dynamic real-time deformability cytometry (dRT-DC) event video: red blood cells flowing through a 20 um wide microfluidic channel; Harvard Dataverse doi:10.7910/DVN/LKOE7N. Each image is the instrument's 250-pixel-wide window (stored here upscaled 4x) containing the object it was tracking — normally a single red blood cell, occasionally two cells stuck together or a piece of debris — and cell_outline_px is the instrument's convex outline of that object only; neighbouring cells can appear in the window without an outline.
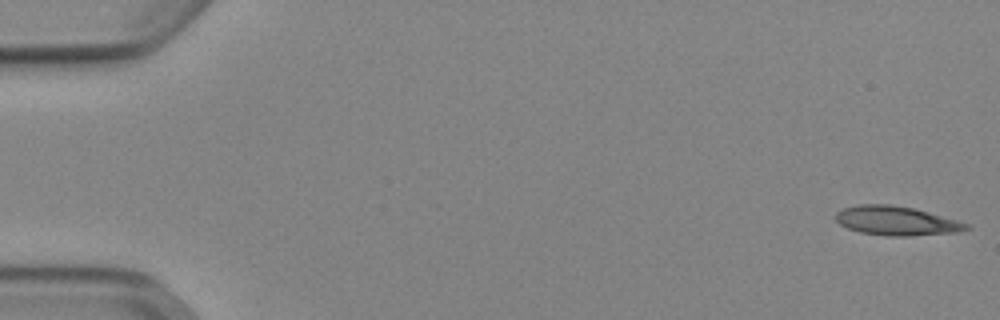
{"species": "Egyptian fruit bat (a non-hibernating species)", "species_latin": "Rousettus aegyptiacus", "temperature_condition": "cold", "stored_images_in_passage": 52, "camera_frame_rate_fps": 3000, "um_per_image_px": 0.085, "animal": {"sex": "female"}, "frame": {"image": 1, "passage_image": 1, "time_ms": 0.0, "image_size_px": [1000, 320], "cell_outline_px": [[972, 228], [960, 232], [908, 236], [888, 236], [860, 232], [848, 228], [840, 224], [836, 220], [836, 212], [844, 208], [856, 204], [892, 204], [912, 208], [928, 212], [956, 220], [968, 224]], "centroid_in_image_um": [76.19, 18.77], "position_along_channel_um": 8.8, "area_um2": 22.14}}
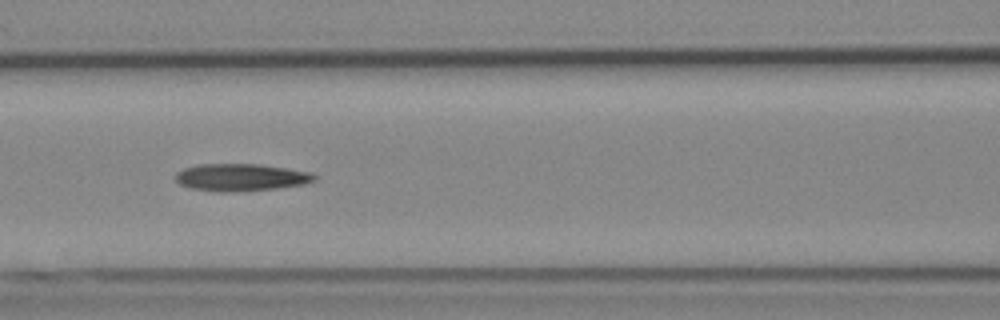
{"frame": {"image": 2, "passage_image": 23, "time_ms": 7.333, "image_size_px": [1000, 320], "cell_outline_px": [[316, 180], [304, 184], [276, 188], [228, 192], [216, 192], [192, 188], [180, 184], [176, 180], [176, 172], [184, 168], [200, 164], [260, 164], [288, 168], [312, 172], [316, 176]], "centroid_in_image_um": [20.49, 15.07], "position_along_channel_um": 146.1, "area_um2": 22.08}}
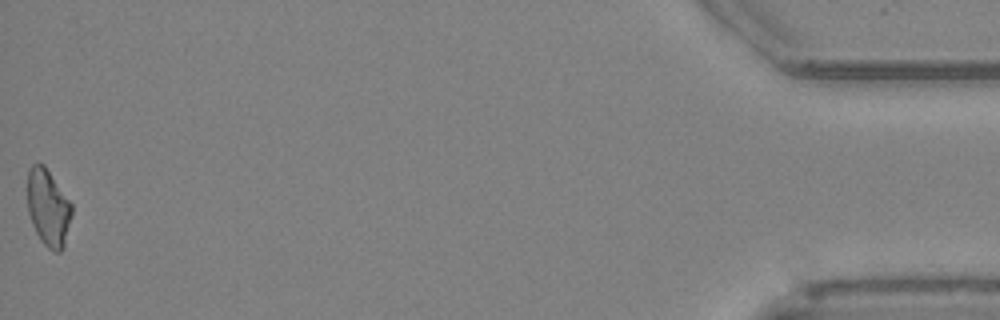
{"frame": {"image": 3, "passage_image": 52, "time_ms": 17.0, "image_size_px": [1000, 320], "cell_outline_px": [[72, 216], [64, 248], [60, 252], [56, 252], [48, 248], [40, 240], [32, 224], [28, 212], [28, 168], [32, 164], [44, 164], [72, 204]], "centroid_in_image_um": [4.11, 17.68], "position_along_channel_um": 431.1, "area_um2": 19.94}, "authors_computed_cell_mechanics": {"area_um2": 21.386, "velocity_mm_per_s": 3.9094, "shape_relaxation_time_tau1_ms": null, "shape_relaxation_time_tau2_ms": 6.1597, "deformation_change_tau1": null, "deformation_change_tau2": 0.1827}}